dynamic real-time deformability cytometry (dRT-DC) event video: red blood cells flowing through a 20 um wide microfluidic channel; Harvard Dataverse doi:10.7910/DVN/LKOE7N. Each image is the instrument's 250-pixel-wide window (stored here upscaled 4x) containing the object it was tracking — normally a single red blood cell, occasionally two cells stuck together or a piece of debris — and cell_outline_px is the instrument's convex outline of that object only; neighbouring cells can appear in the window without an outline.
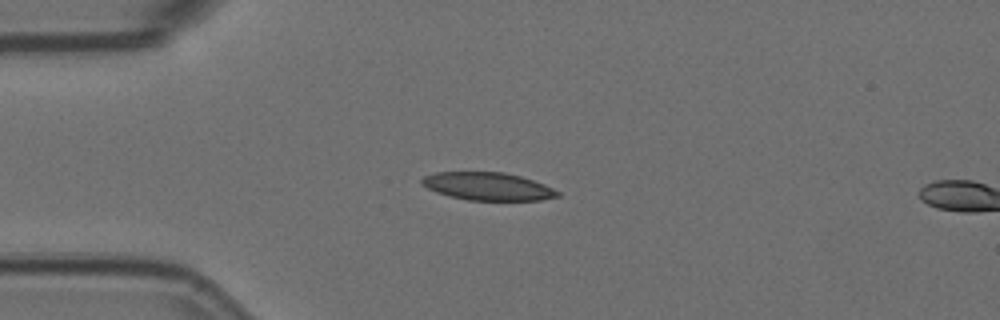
{"species": "Egyptian fruit bat (a non-hibernating species)", "species_latin": "Rousettus aegyptiacus", "temperature_condition": "room temperature", "stored_images_in_passage": 4, "camera_frame_rate_fps": 3000, "um_per_image_px": 0.085, "animal": {"sex": "female"}, "frame": {"image": 1, "passage_image": 1, "time_ms": 0.0, "image_size_px": [1000, 320], "cell_outline_px": [[560, 196], [540, 200], [468, 200], [448, 196], [436, 192], [420, 184], [420, 180], [424, 176], [436, 172], [504, 172], [520, 176], [544, 184], [560, 192]], "centroid_in_image_um": [41.44, 15.84], "position_along_channel_um": 43.6, "area_um2": 22.02}}